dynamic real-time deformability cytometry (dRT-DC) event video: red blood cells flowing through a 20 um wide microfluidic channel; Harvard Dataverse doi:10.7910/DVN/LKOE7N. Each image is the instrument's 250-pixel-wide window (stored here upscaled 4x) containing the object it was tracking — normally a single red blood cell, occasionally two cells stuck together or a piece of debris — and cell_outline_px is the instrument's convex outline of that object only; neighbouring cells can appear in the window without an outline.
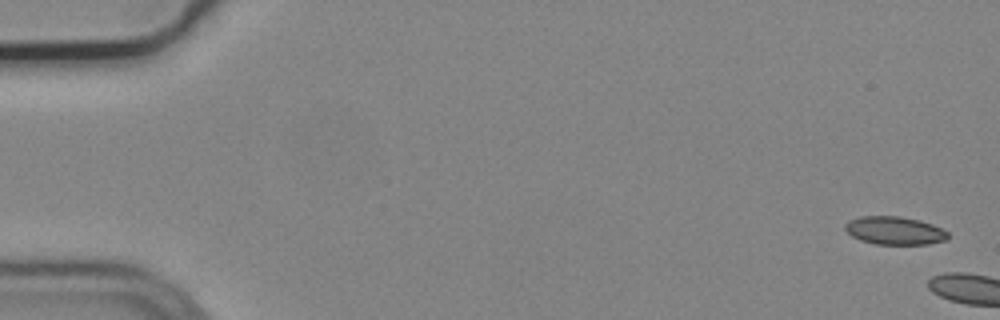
{"species": "common noctule bat (a hibernating species)", "species_latin": "Nyctalus noctula", "temperature_condition": "cold", "stored_images_in_passage": 10, "camera_frame_rate_fps": 3000, "um_per_image_px": 0.085, "animal": {"sex": "male", "body_mass_g": 19.2, "forearm_length_mm": 51.8}, "frame": {"image": 1, "passage_image": 1, "time_ms": 0.0, "image_size_px": [1000, 320], "cell_outline_px": [[948, 240], [928, 244], [876, 244], [860, 240], [852, 236], [844, 228], [844, 224], [848, 220], [860, 216], [900, 216], [920, 220], [932, 224], [948, 232]], "centroid_in_image_um": [76.03, 19.59], "position_along_channel_um": 9.0, "area_um2": 16.94}}
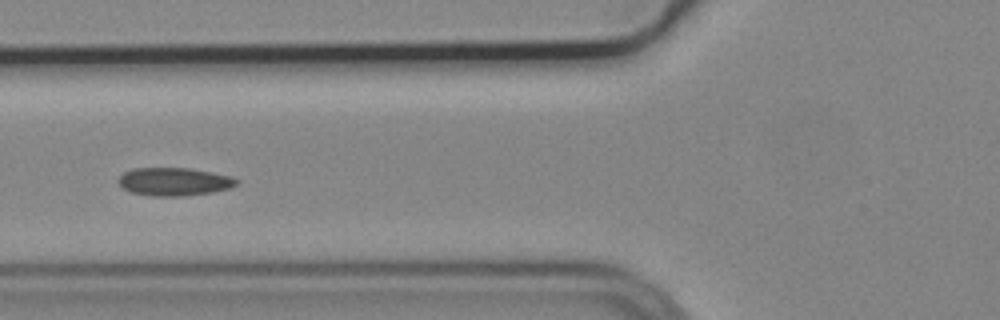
{"frame": {"image": 2, "passage_image": 7, "time_ms": 2.0, "image_size_px": [1000, 320], "cell_outline_px": [[236, 184], [228, 188], [212, 192], [184, 196], [152, 196], [132, 192], [124, 188], [116, 180], [124, 172], [132, 168], [188, 168], [232, 176], [236, 180]], "centroid_in_image_um": [14.76, 15.44], "position_along_channel_um": 111.0, "area_um2": 19.13}}
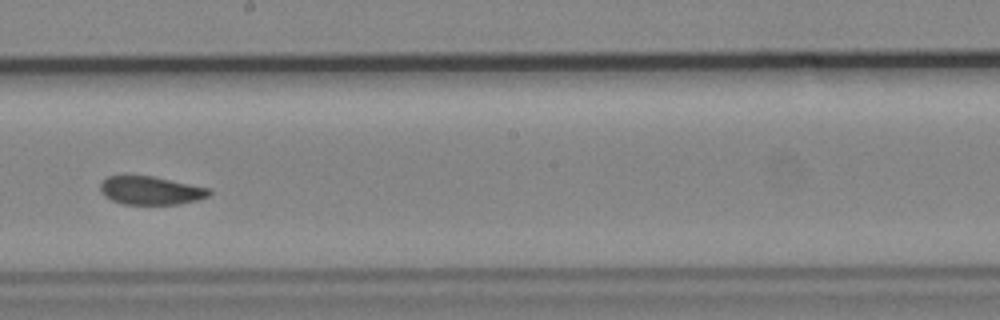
{"frame": {"image": 3, "passage_image": 10, "time_ms": 3.0, "image_size_px": [1000, 320], "cell_outline_px": [[212, 192], [208, 196], [196, 200], [180, 204], [120, 204], [104, 196], [100, 192], [100, 184], [108, 176], [152, 176], [208, 188]], "centroid_in_image_um": [12.78, 16.2], "position_along_channel_um": 235.4, "area_um2": 17.8}}